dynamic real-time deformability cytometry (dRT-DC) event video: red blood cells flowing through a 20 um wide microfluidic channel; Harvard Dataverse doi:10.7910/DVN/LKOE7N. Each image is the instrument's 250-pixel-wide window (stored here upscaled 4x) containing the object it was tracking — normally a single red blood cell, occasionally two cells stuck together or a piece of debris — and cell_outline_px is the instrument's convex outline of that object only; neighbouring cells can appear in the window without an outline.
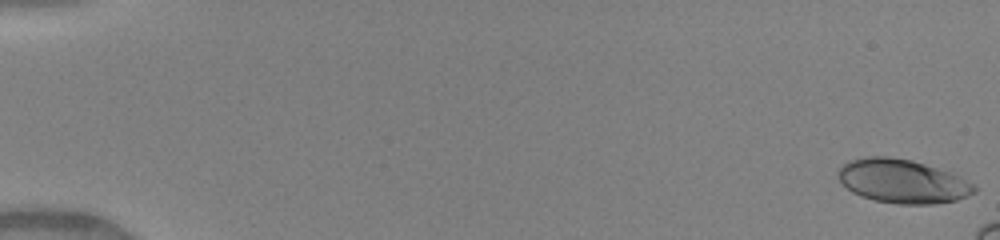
{"species": "human", "species_latin": "Homo sapiens", "temperature_condition": "warm", "stored_images_in_passage": 14, "camera_frame_rate_fps": 3000, "um_per_image_px": 0.085, "donor": {"sex": "female"}, "frame": {"image": 1, "passage_image": 1, "time_ms": 0.0, "image_size_px": [1000, 240], "cell_outline_px": [[976, 192], [968, 196], [956, 200], [932, 204], [900, 204], [876, 200], [860, 196], [852, 192], [840, 180], [836, 172], [848, 160], [868, 156], [888, 156], [912, 160], [948, 172], [972, 184], [976, 188]], "centroid_in_image_um": [76.67, 15.4], "position_along_channel_um": 8.3, "area_um2": 34.33}}